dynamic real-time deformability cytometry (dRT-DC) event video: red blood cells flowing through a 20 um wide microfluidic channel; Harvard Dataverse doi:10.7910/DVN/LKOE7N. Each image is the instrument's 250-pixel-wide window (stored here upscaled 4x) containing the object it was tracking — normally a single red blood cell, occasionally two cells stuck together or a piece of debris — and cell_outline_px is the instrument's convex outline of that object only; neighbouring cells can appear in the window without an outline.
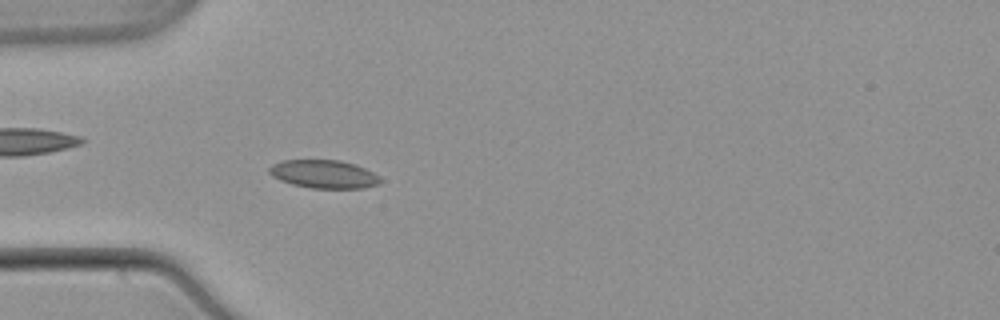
{"species": "common noctule bat (a hibernating species)", "species_latin": "Nyctalus noctula", "temperature_condition": "warm", "stored_images_in_passage": 53, "camera_frame_rate_fps": 3000, "um_per_image_px": 0.085, "animal": {"sex": "male", "body_mass_g": 21.5, "forearm_length_mm": 52.0}, "frame": {"image": 1, "passage_image": 16, "time_ms": 5.0, "image_size_px": [1000, 320], "cell_outline_px": [[380, 184], [364, 188], [312, 188], [292, 184], [280, 180], [272, 176], [268, 172], [268, 168], [272, 164], [284, 160], [340, 160], [356, 164], [380, 176]], "centroid_in_image_um": [27.52, 14.8], "position_along_channel_um": 57.5, "area_um2": 18.32}}
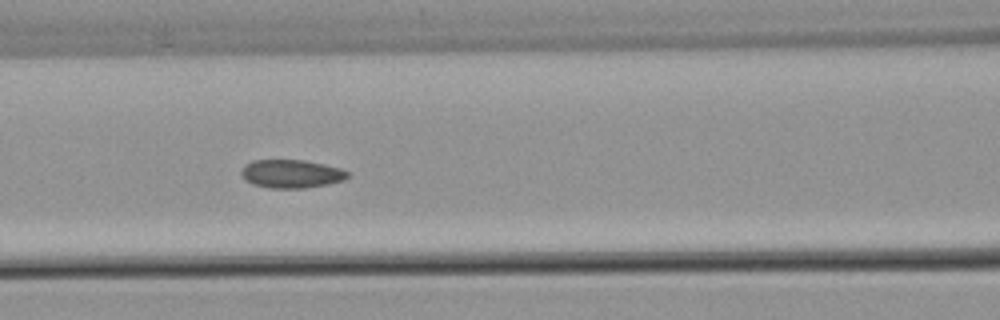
{"frame": {"image": 2, "passage_image": 23, "time_ms": 7.333, "image_size_px": [1000, 320], "cell_outline_px": [[348, 176], [344, 180], [328, 184], [304, 188], [272, 188], [252, 184], [244, 180], [240, 172], [244, 164], [252, 160], [304, 160], [324, 164], [340, 168], [348, 172]], "centroid_in_image_um": [24.73, 14.77], "position_along_channel_um": 141.9, "area_um2": 17.63}}
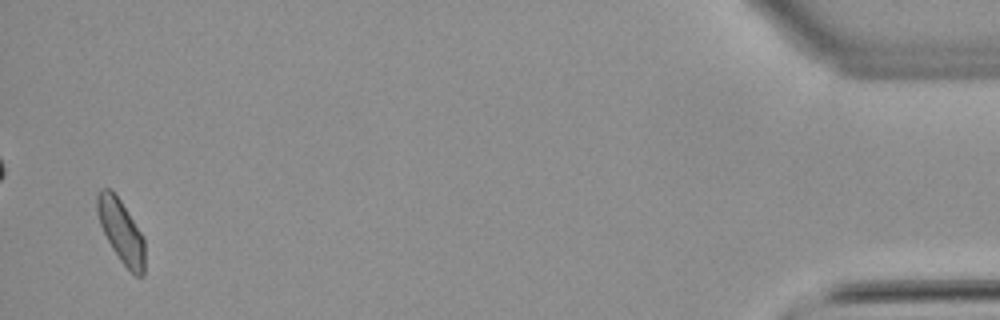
{"frame": {"image": 3, "passage_image": 52, "time_ms": 17.0, "image_size_px": [1000, 320], "cell_outline_px": [[144, 276], [136, 276], [120, 260], [112, 248], [100, 224], [96, 208], [96, 196], [100, 188], [112, 188], [144, 236]], "centroid_in_image_um": [10.29, 19.61], "position_along_channel_um": 424.9, "area_um2": 17.46}, "authors_computed_cell_mechanics": {"area_um2": 17.8602, "velocity_mm_per_s": 3.8413, "shape_relaxation_time_tau1_ms": null, "shape_relaxation_time_tau2_ms": 1.8923, "deformation_change_tau1": null, "deformation_change_tau2": 0.0706}}